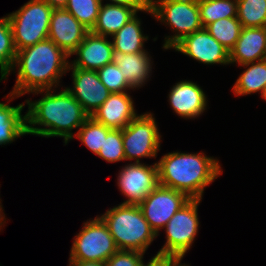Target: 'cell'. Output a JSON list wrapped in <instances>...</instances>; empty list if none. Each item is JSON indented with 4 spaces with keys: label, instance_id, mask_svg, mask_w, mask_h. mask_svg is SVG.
<instances>
[{
    "label": "cell",
    "instance_id": "1",
    "mask_svg": "<svg viewBox=\"0 0 266 266\" xmlns=\"http://www.w3.org/2000/svg\"><path fill=\"white\" fill-rule=\"evenodd\" d=\"M69 56L52 40L46 39L16 53L13 68L18 67L14 89L8 94L10 101L39 90L55 88L69 66ZM57 84V85H56Z\"/></svg>",
    "mask_w": 266,
    "mask_h": 266
},
{
    "label": "cell",
    "instance_id": "2",
    "mask_svg": "<svg viewBox=\"0 0 266 266\" xmlns=\"http://www.w3.org/2000/svg\"><path fill=\"white\" fill-rule=\"evenodd\" d=\"M46 92L45 96L35 102L26 100L27 134L42 137H64L65 145L75 136L72 129L80 126L90 117L83 106L66 90L53 94L51 89L32 93ZM29 124V125H28ZM44 126V128L34 127ZM47 127V128H45Z\"/></svg>",
    "mask_w": 266,
    "mask_h": 266
},
{
    "label": "cell",
    "instance_id": "3",
    "mask_svg": "<svg viewBox=\"0 0 266 266\" xmlns=\"http://www.w3.org/2000/svg\"><path fill=\"white\" fill-rule=\"evenodd\" d=\"M159 185L202 199L204 188L222 174L219 161L204 153L173 152L157 162Z\"/></svg>",
    "mask_w": 266,
    "mask_h": 266
},
{
    "label": "cell",
    "instance_id": "4",
    "mask_svg": "<svg viewBox=\"0 0 266 266\" xmlns=\"http://www.w3.org/2000/svg\"><path fill=\"white\" fill-rule=\"evenodd\" d=\"M119 250H135L145 253L158 235L144 218L139 205L120 204L107 210L100 217Z\"/></svg>",
    "mask_w": 266,
    "mask_h": 266
},
{
    "label": "cell",
    "instance_id": "5",
    "mask_svg": "<svg viewBox=\"0 0 266 266\" xmlns=\"http://www.w3.org/2000/svg\"><path fill=\"white\" fill-rule=\"evenodd\" d=\"M53 8L42 0H30L8 14L16 51L48 39Z\"/></svg>",
    "mask_w": 266,
    "mask_h": 266
},
{
    "label": "cell",
    "instance_id": "6",
    "mask_svg": "<svg viewBox=\"0 0 266 266\" xmlns=\"http://www.w3.org/2000/svg\"><path fill=\"white\" fill-rule=\"evenodd\" d=\"M151 10L156 19L166 22L176 33L165 37L164 49L173 48L185 36L203 28L198 0H161Z\"/></svg>",
    "mask_w": 266,
    "mask_h": 266
},
{
    "label": "cell",
    "instance_id": "7",
    "mask_svg": "<svg viewBox=\"0 0 266 266\" xmlns=\"http://www.w3.org/2000/svg\"><path fill=\"white\" fill-rule=\"evenodd\" d=\"M73 240L69 260L105 263L119 250L100 216L85 222L82 230Z\"/></svg>",
    "mask_w": 266,
    "mask_h": 266
},
{
    "label": "cell",
    "instance_id": "8",
    "mask_svg": "<svg viewBox=\"0 0 266 266\" xmlns=\"http://www.w3.org/2000/svg\"><path fill=\"white\" fill-rule=\"evenodd\" d=\"M201 199H190L165 225L166 243L157 253L183 258L198 233L197 208Z\"/></svg>",
    "mask_w": 266,
    "mask_h": 266
},
{
    "label": "cell",
    "instance_id": "9",
    "mask_svg": "<svg viewBox=\"0 0 266 266\" xmlns=\"http://www.w3.org/2000/svg\"><path fill=\"white\" fill-rule=\"evenodd\" d=\"M123 147L126 160L142 157H156L160 150L161 135L152 113L137 115L122 129Z\"/></svg>",
    "mask_w": 266,
    "mask_h": 266
},
{
    "label": "cell",
    "instance_id": "10",
    "mask_svg": "<svg viewBox=\"0 0 266 266\" xmlns=\"http://www.w3.org/2000/svg\"><path fill=\"white\" fill-rule=\"evenodd\" d=\"M189 200L190 198L183 192L158 185L139 204V207L146 221L158 235L159 230L164 228L175 213Z\"/></svg>",
    "mask_w": 266,
    "mask_h": 266
},
{
    "label": "cell",
    "instance_id": "11",
    "mask_svg": "<svg viewBox=\"0 0 266 266\" xmlns=\"http://www.w3.org/2000/svg\"><path fill=\"white\" fill-rule=\"evenodd\" d=\"M118 186L128 198L121 204L139 205L159 185L157 163L151 166L133 162L118 175Z\"/></svg>",
    "mask_w": 266,
    "mask_h": 266
},
{
    "label": "cell",
    "instance_id": "12",
    "mask_svg": "<svg viewBox=\"0 0 266 266\" xmlns=\"http://www.w3.org/2000/svg\"><path fill=\"white\" fill-rule=\"evenodd\" d=\"M173 49L204 64H230L229 51L205 28L185 36Z\"/></svg>",
    "mask_w": 266,
    "mask_h": 266
},
{
    "label": "cell",
    "instance_id": "13",
    "mask_svg": "<svg viewBox=\"0 0 266 266\" xmlns=\"http://www.w3.org/2000/svg\"><path fill=\"white\" fill-rule=\"evenodd\" d=\"M70 69L74 86L65 89L83 106L88 115L92 116L111 92L100 81L97 71L76 68L69 63L68 70Z\"/></svg>",
    "mask_w": 266,
    "mask_h": 266
},
{
    "label": "cell",
    "instance_id": "14",
    "mask_svg": "<svg viewBox=\"0 0 266 266\" xmlns=\"http://www.w3.org/2000/svg\"><path fill=\"white\" fill-rule=\"evenodd\" d=\"M89 32L65 8L53 9L50 19L48 39L52 40L68 56L77 49Z\"/></svg>",
    "mask_w": 266,
    "mask_h": 266
},
{
    "label": "cell",
    "instance_id": "15",
    "mask_svg": "<svg viewBox=\"0 0 266 266\" xmlns=\"http://www.w3.org/2000/svg\"><path fill=\"white\" fill-rule=\"evenodd\" d=\"M106 38L89 31L72 53L79 57L71 65L84 70L98 71L106 64L112 63L113 43Z\"/></svg>",
    "mask_w": 266,
    "mask_h": 266
},
{
    "label": "cell",
    "instance_id": "16",
    "mask_svg": "<svg viewBox=\"0 0 266 266\" xmlns=\"http://www.w3.org/2000/svg\"><path fill=\"white\" fill-rule=\"evenodd\" d=\"M133 104L127 92L110 93L91 117L107 128L124 129L137 116Z\"/></svg>",
    "mask_w": 266,
    "mask_h": 266
},
{
    "label": "cell",
    "instance_id": "17",
    "mask_svg": "<svg viewBox=\"0 0 266 266\" xmlns=\"http://www.w3.org/2000/svg\"><path fill=\"white\" fill-rule=\"evenodd\" d=\"M169 102L177 115L184 118H195L206 109V95L192 81H181L176 83L170 91Z\"/></svg>",
    "mask_w": 266,
    "mask_h": 266
},
{
    "label": "cell",
    "instance_id": "18",
    "mask_svg": "<svg viewBox=\"0 0 266 266\" xmlns=\"http://www.w3.org/2000/svg\"><path fill=\"white\" fill-rule=\"evenodd\" d=\"M230 53V64L239 65L266 59V27H243Z\"/></svg>",
    "mask_w": 266,
    "mask_h": 266
},
{
    "label": "cell",
    "instance_id": "19",
    "mask_svg": "<svg viewBox=\"0 0 266 266\" xmlns=\"http://www.w3.org/2000/svg\"><path fill=\"white\" fill-rule=\"evenodd\" d=\"M148 52L122 53L113 50L112 63L116 64L132 89L141 87L152 71Z\"/></svg>",
    "mask_w": 266,
    "mask_h": 266
},
{
    "label": "cell",
    "instance_id": "20",
    "mask_svg": "<svg viewBox=\"0 0 266 266\" xmlns=\"http://www.w3.org/2000/svg\"><path fill=\"white\" fill-rule=\"evenodd\" d=\"M138 10L134 6L120 4H102L100 5L97 21L91 30L94 34L111 37L119 31L130 19H132Z\"/></svg>",
    "mask_w": 266,
    "mask_h": 266
},
{
    "label": "cell",
    "instance_id": "21",
    "mask_svg": "<svg viewBox=\"0 0 266 266\" xmlns=\"http://www.w3.org/2000/svg\"><path fill=\"white\" fill-rule=\"evenodd\" d=\"M23 107L24 103L13 107L0 102V145L27 134L26 114L21 115Z\"/></svg>",
    "mask_w": 266,
    "mask_h": 266
},
{
    "label": "cell",
    "instance_id": "22",
    "mask_svg": "<svg viewBox=\"0 0 266 266\" xmlns=\"http://www.w3.org/2000/svg\"><path fill=\"white\" fill-rule=\"evenodd\" d=\"M140 26L141 21L136 14L112 36L113 49L126 54L146 51L143 44L148 36L143 35Z\"/></svg>",
    "mask_w": 266,
    "mask_h": 266
},
{
    "label": "cell",
    "instance_id": "23",
    "mask_svg": "<svg viewBox=\"0 0 266 266\" xmlns=\"http://www.w3.org/2000/svg\"><path fill=\"white\" fill-rule=\"evenodd\" d=\"M249 66L237 79L232 90L236 95H246L255 92H261L266 88V59L242 64Z\"/></svg>",
    "mask_w": 266,
    "mask_h": 266
},
{
    "label": "cell",
    "instance_id": "24",
    "mask_svg": "<svg viewBox=\"0 0 266 266\" xmlns=\"http://www.w3.org/2000/svg\"><path fill=\"white\" fill-rule=\"evenodd\" d=\"M203 28L217 20L237 17V0H198Z\"/></svg>",
    "mask_w": 266,
    "mask_h": 266
},
{
    "label": "cell",
    "instance_id": "25",
    "mask_svg": "<svg viewBox=\"0 0 266 266\" xmlns=\"http://www.w3.org/2000/svg\"><path fill=\"white\" fill-rule=\"evenodd\" d=\"M237 17L224 18L208 24L205 29L229 52L234 48L242 31Z\"/></svg>",
    "mask_w": 266,
    "mask_h": 266
},
{
    "label": "cell",
    "instance_id": "26",
    "mask_svg": "<svg viewBox=\"0 0 266 266\" xmlns=\"http://www.w3.org/2000/svg\"><path fill=\"white\" fill-rule=\"evenodd\" d=\"M16 49L13 42V32L8 15L0 18V73L1 79H6L13 68Z\"/></svg>",
    "mask_w": 266,
    "mask_h": 266
},
{
    "label": "cell",
    "instance_id": "27",
    "mask_svg": "<svg viewBox=\"0 0 266 266\" xmlns=\"http://www.w3.org/2000/svg\"><path fill=\"white\" fill-rule=\"evenodd\" d=\"M237 18L242 27H266V0H237Z\"/></svg>",
    "mask_w": 266,
    "mask_h": 266
},
{
    "label": "cell",
    "instance_id": "28",
    "mask_svg": "<svg viewBox=\"0 0 266 266\" xmlns=\"http://www.w3.org/2000/svg\"><path fill=\"white\" fill-rule=\"evenodd\" d=\"M110 128L97 122L93 117H89L79 128L75 134L81 142L86 145L93 153L98 155L100 149L103 147L104 137Z\"/></svg>",
    "mask_w": 266,
    "mask_h": 266
},
{
    "label": "cell",
    "instance_id": "29",
    "mask_svg": "<svg viewBox=\"0 0 266 266\" xmlns=\"http://www.w3.org/2000/svg\"><path fill=\"white\" fill-rule=\"evenodd\" d=\"M100 0H68L65 9L91 31L97 21Z\"/></svg>",
    "mask_w": 266,
    "mask_h": 266
},
{
    "label": "cell",
    "instance_id": "30",
    "mask_svg": "<svg viewBox=\"0 0 266 266\" xmlns=\"http://www.w3.org/2000/svg\"><path fill=\"white\" fill-rule=\"evenodd\" d=\"M98 156L107 162L126 160L123 147L122 129H110L107 137H104L103 147Z\"/></svg>",
    "mask_w": 266,
    "mask_h": 266
},
{
    "label": "cell",
    "instance_id": "31",
    "mask_svg": "<svg viewBox=\"0 0 266 266\" xmlns=\"http://www.w3.org/2000/svg\"><path fill=\"white\" fill-rule=\"evenodd\" d=\"M100 81L111 93L127 92L126 89H132L126 81L124 75L116 64H106L97 71Z\"/></svg>",
    "mask_w": 266,
    "mask_h": 266
},
{
    "label": "cell",
    "instance_id": "32",
    "mask_svg": "<svg viewBox=\"0 0 266 266\" xmlns=\"http://www.w3.org/2000/svg\"><path fill=\"white\" fill-rule=\"evenodd\" d=\"M144 253L135 250H118L106 262V266H142Z\"/></svg>",
    "mask_w": 266,
    "mask_h": 266
},
{
    "label": "cell",
    "instance_id": "33",
    "mask_svg": "<svg viewBox=\"0 0 266 266\" xmlns=\"http://www.w3.org/2000/svg\"><path fill=\"white\" fill-rule=\"evenodd\" d=\"M179 259L180 257L175 255L157 253L147 265L143 262L142 266H173Z\"/></svg>",
    "mask_w": 266,
    "mask_h": 266
},
{
    "label": "cell",
    "instance_id": "34",
    "mask_svg": "<svg viewBox=\"0 0 266 266\" xmlns=\"http://www.w3.org/2000/svg\"><path fill=\"white\" fill-rule=\"evenodd\" d=\"M102 3V0H100ZM111 4H120L126 6H134L138 11H145L153 15L152 10L147 8L144 0H110Z\"/></svg>",
    "mask_w": 266,
    "mask_h": 266
},
{
    "label": "cell",
    "instance_id": "35",
    "mask_svg": "<svg viewBox=\"0 0 266 266\" xmlns=\"http://www.w3.org/2000/svg\"><path fill=\"white\" fill-rule=\"evenodd\" d=\"M69 266H106L103 262L85 261V260H69Z\"/></svg>",
    "mask_w": 266,
    "mask_h": 266
},
{
    "label": "cell",
    "instance_id": "36",
    "mask_svg": "<svg viewBox=\"0 0 266 266\" xmlns=\"http://www.w3.org/2000/svg\"><path fill=\"white\" fill-rule=\"evenodd\" d=\"M46 2L53 9L65 8L68 0H42Z\"/></svg>",
    "mask_w": 266,
    "mask_h": 266
},
{
    "label": "cell",
    "instance_id": "37",
    "mask_svg": "<svg viewBox=\"0 0 266 266\" xmlns=\"http://www.w3.org/2000/svg\"><path fill=\"white\" fill-rule=\"evenodd\" d=\"M158 1L161 0H144V3L147 8L151 9Z\"/></svg>",
    "mask_w": 266,
    "mask_h": 266
},
{
    "label": "cell",
    "instance_id": "38",
    "mask_svg": "<svg viewBox=\"0 0 266 266\" xmlns=\"http://www.w3.org/2000/svg\"><path fill=\"white\" fill-rule=\"evenodd\" d=\"M0 204H1V202H0ZM2 205H0V227H2L1 225H3L4 223L2 222V221H4L5 220V216H3L2 215V207H1Z\"/></svg>",
    "mask_w": 266,
    "mask_h": 266
},
{
    "label": "cell",
    "instance_id": "39",
    "mask_svg": "<svg viewBox=\"0 0 266 266\" xmlns=\"http://www.w3.org/2000/svg\"><path fill=\"white\" fill-rule=\"evenodd\" d=\"M182 258H180L173 266H188V265H182L181 262Z\"/></svg>",
    "mask_w": 266,
    "mask_h": 266
},
{
    "label": "cell",
    "instance_id": "40",
    "mask_svg": "<svg viewBox=\"0 0 266 266\" xmlns=\"http://www.w3.org/2000/svg\"><path fill=\"white\" fill-rule=\"evenodd\" d=\"M262 98L266 99V88L264 89L263 93H262Z\"/></svg>",
    "mask_w": 266,
    "mask_h": 266
}]
</instances>
